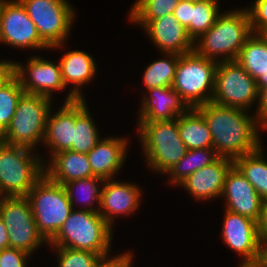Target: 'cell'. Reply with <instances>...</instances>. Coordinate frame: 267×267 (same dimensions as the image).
<instances>
[{
	"mask_svg": "<svg viewBox=\"0 0 267 267\" xmlns=\"http://www.w3.org/2000/svg\"><path fill=\"white\" fill-rule=\"evenodd\" d=\"M252 34L246 8L221 12L215 24L194 41V51L200 56L218 62L236 60ZM217 57L221 59L218 60Z\"/></svg>",
	"mask_w": 267,
	"mask_h": 267,
	"instance_id": "cell-2",
	"label": "cell"
},
{
	"mask_svg": "<svg viewBox=\"0 0 267 267\" xmlns=\"http://www.w3.org/2000/svg\"><path fill=\"white\" fill-rule=\"evenodd\" d=\"M113 228L98 212L73 209L50 246L87 250L109 256Z\"/></svg>",
	"mask_w": 267,
	"mask_h": 267,
	"instance_id": "cell-3",
	"label": "cell"
},
{
	"mask_svg": "<svg viewBox=\"0 0 267 267\" xmlns=\"http://www.w3.org/2000/svg\"><path fill=\"white\" fill-rule=\"evenodd\" d=\"M236 60L256 80L258 90L267 87V37L263 33H253Z\"/></svg>",
	"mask_w": 267,
	"mask_h": 267,
	"instance_id": "cell-24",
	"label": "cell"
},
{
	"mask_svg": "<svg viewBox=\"0 0 267 267\" xmlns=\"http://www.w3.org/2000/svg\"><path fill=\"white\" fill-rule=\"evenodd\" d=\"M0 35L2 44L16 48L50 49L19 0H3Z\"/></svg>",
	"mask_w": 267,
	"mask_h": 267,
	"instance_id": "cell-12",
	"label": "cell"
},
{
	"mask_svg": "<svg viewBox=\"0 0 267 267\" xmlns=\"http://www.w3.org/2000/svg\"><path fill=\"white\" fill-rule=\"evenodd\" d=\"M179 0H135L128 20H154L173 14Z\"/></svg>",
	"mask_w": 267,
	"mask_h": 267,
	"instance_id": "cell-33",
	"label": "cell"
},
{
	"mask_svg": "<svg viewBox=\"0 0 267 267\" xmlns=\"http://www.w3.org/2000/svg\"><path fill=\"white\" fill-rule=\"evenodd\" d=\"M30 254L27 252L8 247L0 251V267H27Z\"/></svg>",
	"mask_w": 267,
	"mask_h": 267,
	"instance_id": "cell-36",
	"label": "cell"
},
{
	"mask_svg": "<svg viewBox=\"0 0 267 267\" xmlns=\"http://www.w3.org/2000/svg\"><path fill=\"white\" fill-rule=\"evenodd\" d=\"M217 65L195 51L180 55L171 87L189 108L212 101Z\"/></svg>",
	"mask_w": 267,
	"mask_h": 267,
	"instance_id": "cell-7",
	"label": "cell"
},
{
	"mask_svg": "<svg viewBox=\"0 0 267 267\" xmlns=\"http://www.w3.org/2000/svg\"><path fill=\"white\" fill-rule=\"evenodd\" d=\"M191 8H194L193 2L179 0L178 5L173 11L177 21L187 28L191 24Z\"/></svg>",
	"mask_w": 267,
	"mask_h": 267,
	"instance_id": "cell-38",
	"label": "cell"
},
{
	"mask_svg": "<svg viewBox=\"0 0 267 267\" xmlns=\"http://www.w3.org/2000/svg\"><path fill=\"white\" fill-rule=\"evenodd\" d=\"M14 76V61L0 60V88Z\"/></svg>",
	"mask_w": 267,
	"mask_h": 267,
	"instance_id": "cell-40",
	"label": "cell"
},
{
	"mask_svg": "<svg viewBox=\"0 0 267 267\" xmlns=\"http://www.w3.org/2000/svg\"><path fill=\"white\" fill-rule=\"evenodd\" d=\"M61 76L65 87L73 84L74 88L67 94L64 102H73L84 99L81 90L85 84L91 81L97 72L94 58L87 52L81 50L69 51L59 61Z\"/></svg>",
	"mask_w": 267,
	"mask_h": 267,
	"instance_id": "cell-21",
	"label": "cell"
},
{
	"mask_svg": "<svg viewBox=\"0 0 267 267\" xmlns=\"http://www.w3.org/2000/svg\"><path fill=\"white\" fill-rule=\"evenodd\" d=\"M0 216L8 229L10 247L32 255L48 242L39 233L27 196H2Z\"/></svg>",
	"mask_w": 267,
	"mask_h": 267,
	"instance_id": "cell-11",
	"label": "cell"
},
{
	"mask_svg": "<svg viewBox=\"0 0 267 267\" xmlns=\"http://www.w3.org/2000/svg\"><path fill=\"white\" fill-rule=\"evenodd\" d=\"M258 108L256 109V118L259 123L267 129V87L259 90Z\"/></svg>",
	"mask_w": 267,
	"mask_h": 267,
	"instance_id": "cell-39",
	"label": "cell"
},
{
	"mask_svg": "<svg viewBox=\"0 0 267 267\" xmlns=\"http://www.w3.org/2000/svg\"><path fill=\"white\" fill-rule=\"evenodd\" d=\"M208 124L213 148L219 157L235 160L262 146L259 129L264 127L247 110L208 102L196 107Z\"/></svg>",
	"mask_w": 267,
	"mask_h": 267,
	"instance_id": "cell-1",
	"label": "cell"
},
{
	"mask_svg": "<svg viewBox=\"0 0 267 267\" xmlns=\"http://www.w3.org/2000/svg\"><path fill=\"white\" fill-rule=\"evenodd\" d=\"M219 158L214 148H201L187 150L184 157L168 172L171 185L178 186L190 174L215 162Z\"/></svg>",
	"mask_w": 267,
	"mask_h": 267,
	"instance_id": "cell-28",
	"label": "cell"
},
{
	"mask_svg": "<svg viewBox=\"0 0 267 267\" xmlns=\"http://www.w3.org/2000/svg\"><path fill=\"white\" fill-rule=\"evenodd\" d=\"M252 267H267V239H260L258 257Z\"/></svg>",
	"mask_w": 267,
	"mask_h": 267,
	"instance_id": "cell-41",
	"label": "cell"
},
{
	"mask_svg": "<svg viewBox=\"0 0 267 267\" xmlns=\"http://www.w3.org/2000/svg\"><path fill=\"white\" fill-rule=\"evenodd\" d=\"M128 139L109 137L100 139L95 147L87 153L93 176L104 180L114 179L126 161Z\"/></svg>",
	"mask_w": 267,
	"mask_h": 267,
	"instance_id": "cell-20",
	"label": "cell"
},
{
	"mask_svg": "<svg viewBox=\"0 0 267 267\" xmlns=\"http://www.w3.org/2000/svg\"><path fill=\"white\" fill-rule=\"evenodd\" d=\"M8 247H10L8 229L5 227L0 216V251Z\"/></svg>",
	"mask_w": 267,
	"mask_h": 267,
	"instance_id": "cell-43",
	"label": "cell"
},
{
	"mask_svg": "<svg viewBox=\"0 0 267 267\" xmlns=\"http://www.w3.org/2000/svg\"><path fill=\"white\" fill-rule=\"evenodd\" d=\"M233 165V160L219 157L212 164L190 174L178 186L184 187L192 197L200 201L217 199L221 197L226 175Z\"/></svg>",
	"mask_w": 267,
	"mask_h": 267,
	"instance_id": "cell-18",
	"label": "cell"
},
{
	"mask_svg": "<svg viewBox=\"0 0 267 267\" xmlns=\"http://www.w3.org/2000/svg\"><path fill=\"white\" fill-rule=\"evenodd\" d=\"M89 112L86 100H75V126L70 149L72 151L87 154L101 139L98 127Z\"/></svg>",
	"mask_w": 267,
	"mask_h": 267,
	"instance_id": "cell-26",
	"label": "cell"
},
{
	"mask_svg": "<svg viewBox=\"0 0 267 267\" xmlns=\"http://www.w3.org/2000/svg\"><path fill=\"white\" fill-rule=\"evenodd\" d=\"M52 100L47 96L24 93L9 126L0 136V141L31 150L37 148V144L44 142Z\"/></svg>",
	"mask_w": 267,
	"mask_h": 267,
	"instance_id": "cell-5",
	"label": "cell"
},
{
	"mask_svg": "<svg viewBox=\"0 0 267 267\" xmlns=\"http://www.w3.org/2000/svg\"><path fill=\"white\" fill-rule=\"evenodd\" d=\"M39 233L49 243L73 210L63 185L45 174L27 195Z\"/></svg>",
	"mask_w": 267,
	"mask_h": 267,
	"instance_id": "cell-8",
	"label": "cell"
},
{
	"mask_svg": "<svg viewBox=\"0 0 267 267\" xmlns=\"http://www.w3.org/2000/svg\"><path fill=\"white\" fill-rule=\"evenodd\" d=\"M221 196L226 210L260 222L264 200L235 165L226 175Z\"/></svg>",
	"mask_w": 267,
	"mask_h": 267,
	"instance_id": "cell-16",
	"label": "cell"
},
{
	"mask_svg": "<svg viewBox=\"0 0 267 267\" xmlns=\"http://www.w3.org/2000/svg\"><path fill=\"white\" fill-rule=\"evenodd\" d=\"M218 0H203L194 3L191 8V24L186 28L193 41L207 32L214 24L219 11Z\"/></svg>",
	"mask_w": 267,
	"mask_h": 267,
	"instance_id": "cell-31",
	"label": "cell"
},
{
	"mask_svg": "<svg viewBox=\"0 0 267 267\" xmlns=\"http://www.w3.org/2000/svg\"><path fill=\"white\" fill-rule=\"evenodd\" d=\"M49 111L46 123L44 146L50 149V158L65 150H70L73 143V127L75 126V101L64 102L55 114Z\"/></svg>",
	"mask_w": 267,
	"mask_h": 267,
	"instance_id": "cell-22",
	"label": "cell"
},
{
	"mask_svg": "<svg viewBox=\"0 0 267 267\" xmlns=\"http://www.w3.org/2000/svg\"><path fill=\"white\" fill-rule=\"evenodd\" d=\"M24 93L25 91L15 76L0 88V136L9 126L18 101Z\"/></svg>",
	"mask_w": 267,
	"mask_h": 267,
	"instance_id": "cell-32",
	"label": "cell"
},
{
	"mask_svg": "<svg viewBox=\"0 0 267 267\" xmlns=\"http://www.w3.org/2000/svg\"><path fill=\"white\" fill-rule=\"evenodd\" d=\"M2 7H3V0H0V29H1ZM0 43H1V35H0Z\"/></svg>",
	"mask_w": 267,
	"mask_h": 267,
	"instance_id": "cell-44",
	"label": "cell"
},
{
	"mask_svg": "<svg viewBox=\"0 0 267 267\" xmlns=\"http://www.w3.org/2000/svg\"><path fill=\"white\" fill-rule=\"evenodd\" d=\"M221 236L224 244L242 256L238 267H252L259 251L258 222L225 209Z\"/></svg>",
	"mask_w": 267,
	"mask_h": 267,
	"instance_id": "cell-13",
	"label": "cell"
},
{
	"mask_svg": "<svg viewBox=\"0 0 267 267\" xmlns=\"http://www.w3.org/2000/svg\"><path fill=\"white\" fill-rule=\"evenodd\" d=\"M137 125L146 164L155 173L166 174L187 152L179 134L178 118L171 121L138 122Z\"/></svg>",
	"mask_w": 267,
	"mask_h": 267,
	"instance_id": "cell-4",
	"label": "cell"
},
{
	"mask_svg": "<svg viewBox=\"0 0 267 267\" xmlns=\"http://www.w3.org/2000/svg\"><path fill=\"white\" fill-rule=\"evenodd\" d=\"M148 92L143 96L138 122L175 120L189 109L172 87L152 88Z\"/></svg>",
	"mask_w": 267,
	"mask_h": 267,
	"instance_id": "cell-19",
	"label": "cell"
},
{
	"mask_svg": "<svg viewBox=\"0 0 267 267\" xmlns=\"http://www.w3.org/2000/svg\"><path fill=\"white\" fill-rule=\"evenodd\" d=\"M258 226L260 239H267V200L263 203L262 217Z\"/></svg>",
	"mask_w": 267,
	"mask_h": 267,
	"instance_id": "cell-42",
	"label": "cell"
},
{
	"mask_svg": "<svg viewBox=\"0 0 267 267\" xmlns=\"http://www.w3.org/2000/svg\"><path fill=\"white\" fill-rule=\"evenodd\" d=\"M50 49L61 48L74 21V8L67 0H19Z\"/></svg>",
	"mask_w": 267,
	"mask_h": 267,
	"instance_id": "cell-9",
	"label": "cell"
},
{
	"mask_svg": "<svg viewBox=\"0 0 267 267\" xmlns=\"http://www.w3.org/2000/svg\"><path fill=\"white\" fill-rule=\"evenodd\" d=\"M258 99L259 90L256 80L237 60L218 62L211 102L248 110Z\"/></svg>",
	"mask_w": 267,
	"mask_h": 267,
	"instance_id": "cell-10",
	"label": "cell"
},
{
	"mask_svg": "<svg viewBox=\"0 0 267 267\" xmlns=\"http://www.w3.org/2000/svg\"><path fill=\"white\" fill-rule=\"evenodd\" d=\"M183 1L196 3V2H199V1H203V0H183Z\"/></svg>",
	"mask_w": 267,
	"mask_h": 267,
	"instance_id": "cell-45",
	"label": "cell"
},
{
	"mask_svg": "<svg viewBox=\"0 0 267 267\" xmlns=\"http://www.w3.org/2000/svg\"><path fill=\"white\" fill-rule=\"evenodd\" d=\"M14 76L27 94L52 98L54 94L52 92L66 88L62 80L60 64L39 56L30 57L26 66L15 61Z\"/></svg>",
	"mask_w": 267,
	"mask_h": 267,
	"instance_id": "cell-14",
	"label": "cell"
},
{
	"mask_svg": "<svg viewBox=\"0 0 267 267\" xmlns=\"http://www.w3.org/2000/svg\"><path fill=\"white\" fill-rule=\"evenodd\" d=\"M142 191L136 183L105 180L102 185L100 208L98 213L113 228L114 218L118 215L135 213L141 203Z\"/></svg>",
	"mask_w": 267,
	"mask_h": 267,
	"instance_id": "cell-17",
	"label": "cell"
},
{
	"mask_svg": "<svg viewBox=\"0 0 267 267\" xmlns=\"http://www.w3.org/2000/svg\"><path fill=\"white\" fill-rule=\"evenodd\" d=\"M178 130L187 150L213 148L208 124L196 108H189L178 117Z\"/></svg>",
	"mask_w": 267,
	"mask_h": 267,
	"instance_id": "cell-25",
	"label": "cell"
},
{
	"mask_svg": "<svg viewBox=\"0 0 267 267\" xmlns=\"http://www.w3.org/2000/svg\"><path fill=\"white\" fill-rule=\"evenodd\" d=\"M49 160L44 164V174L57 184L93 177L87 154L65 150L54 154Z\"/></svg>",
	"mask_w": 267,
	"mask_h": 267,
	"instance_id": "cell-23",
	"label": "cell"
},
{
	"mask_svg": "<svg viewBox=\"0 0 267 267\" xmlns=\"http://www.w3.org/2000/svg\"><path fill=\"white\" fill-rule=\"evenodd\" d=\"M104 181V179L93 176L65 183L63 186L66 189L69 201L73 209L75 208L73 205H75V202H77L83 204L82 210L98 212L100 208L102 192V186L100 188V186L98 185H103ZM80 194H82L81 197H79ZM81 199L82 201H80ZM95 201H97L96 206L98 207L92 206V204H94L93 202Z\"/></svg>",
	"mask_w": 267,
	"mask_h": 267,
	"instance_id": "cell-29",
	"label": "cell"
},
{
	"mask_svg": "<svg viewBox=\"0 0 267 267\" xmlns=\"http://www.w3.org/2000/svg\"><path fill=\"white\" fill-rule=\"evenodd\" d=\"M58 254V267H94L102 258L101 255L66 247L51 246Z\"/></svg>",
	"mask_w": 267,
	"mask_h": 267,
	"instance_id": "cell-34",
	"label": "cell"
},
{
	"mask_svg": "<svg viewBox=\"0 0 267 267\" xmlns=\"http://www.w3.org/2000/svg\"><path fill=\"white\" fill-rule=\"evenodd\" d=\"M132 255V253L126 252L123 254L116 255V257H102L94 267H131V264H133Z\"/></svg>",
	"mask_w": 267,
	"mask_h": 267,
	"instance_id": "cell-37",
	"label": "cell"
},
{
	"mask_svg": "<svg viewBox=\"0 0 267 267\" xmlns=\"http://www.w3.org/2000/svg\"><path fill=\"white\" fill-rule=\"evenodd\" d=\"M250 7L246 10L253 33H265L267 31V0H254Z\"/></svg>",
	"mask_w": 267,
	"mask_h": 267,
	"instance_id": "cell-35",
	"label": "cell"
},
{
	"mask_svg": "<svg viewBox=\"0 0 267 267\" xmlns=\"http://www.w3.org/2000/svg\"><path fill=\"white\" fill-rule=\"evenodd\" d=\"M165 57L153 61L143 73L146 90L159 87H171L180 55L164 53Z\"/></svg>",
	"mask_w": 267,
	"mask_h": 267,
	"instance_id": "cell-30",
	"label": "cell"
},
{
	"mask_svg": "<svg viewBox=\"0 0 267 267\" xmlns=\"http://www.w3.org/2000/svg\"><path fill=\"white\" fill-rule=\"evenodd\" d=\"M260 146L257 150L234 160V165L255 188L259 196L267 200V160ZM263 151V152H262Z\"/></svg>",
	"mask_w": 267,
	"mask_h": 267,
	"instance_id": "cell-27",
	"label": "cell"
},
{
	"mask_svg": "<svg viewBox=\"0 0 267 267\" xmlns=\"http://www.w3.org/2000/svg\"><path fill=\"white\" fill-rule=\"evenodd\" d=\"M34 150L0 141V193L2 196H27L44 175L43 157ZM44 162V163H43Z\"/></svg>",
	"mask_w": 267,
	"mask_h": 267,
	"instance_id": "cell-6",
	"label": "cell"
},
{
	"mask_svg": "<svg viewBox=\"0 0 267 267\" xmlns=\"http://www.w3.org/2000/svg\"><path fill=\"white\" fill-rule=\"evenodd\" d=\"M130 22L142 26L151 42L160 49V53L182 55L194 51V41L173 14L154 20H130Z\"/></svg>",
	"mask_w": 267,
	"mask_h": 267,
	"instance_id": "cell-15",
	"label": "cell"
}]
</instances>
